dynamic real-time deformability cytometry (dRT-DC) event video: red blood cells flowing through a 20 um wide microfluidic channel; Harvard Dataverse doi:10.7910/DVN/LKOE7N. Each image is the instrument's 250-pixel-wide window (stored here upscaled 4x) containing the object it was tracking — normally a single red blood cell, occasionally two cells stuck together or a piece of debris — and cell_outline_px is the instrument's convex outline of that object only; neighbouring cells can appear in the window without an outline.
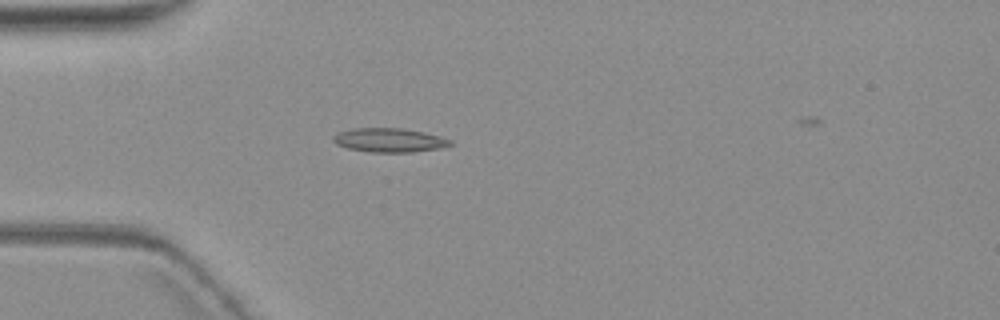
{"species": "common noctule bat (a hibernating species)", "species_latin": "Nyctalus noctula", "temperature_condition": "warm", "stored_images_in_passage": 6, "camera_frame_rate_fps": 3000, "um_per_image_px": 0.085, "animal": {"sex": "female", "body_mass_g": 19.3, "forearm_length_mm": 54.1}, "frame": {"image": 1, "passage_image": 5, "time_ms": 5.0, "image_size_px": [1000, 320], "cell_outline_px": [[452, 144], [440, 148], [412, 152], [368, 152], [348, 148], [336, 144], [332, 140], [332, 136], [336, 132], [352, 128], [400, 128], [424, 132], [440, 136], [452, 140]], "centroid_in_image_um": [33.05, 11.91], "position_along_channel_um": 51.9, "area_um2": 16.47}}